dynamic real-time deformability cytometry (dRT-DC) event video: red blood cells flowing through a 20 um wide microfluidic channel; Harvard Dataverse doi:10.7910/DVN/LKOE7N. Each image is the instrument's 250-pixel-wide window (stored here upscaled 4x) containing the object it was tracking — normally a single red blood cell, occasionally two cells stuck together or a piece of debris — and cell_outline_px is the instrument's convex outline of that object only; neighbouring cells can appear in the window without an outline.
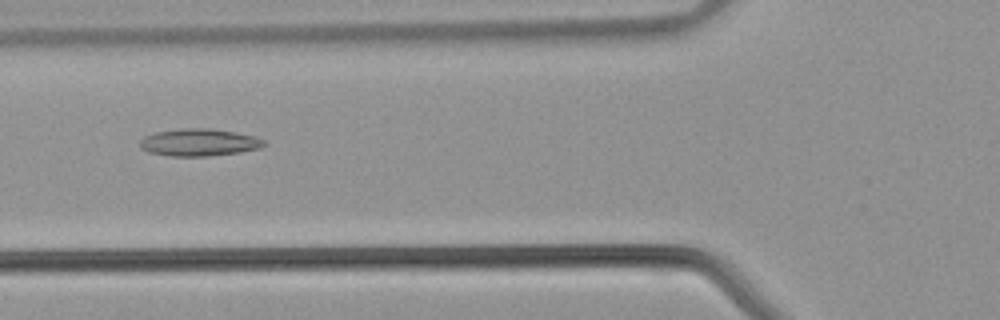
{"species": "common noctule bat (a hibernating species)", "species_latin": "Nyctalus noctula", "temperature_condition": "warm", "stored_images_in_passage": 33, "camera_frame_rate_fps": 3000, "um_per_image_px": 0.085, "animal": {"sex": "male", "body_mass_g": 21.5, "forearm_length_mm": 52.0}, "frame": {"image": 1, "passage_image": 7, "time_ms": 2.0, "image_size_px": [1000, 320], "cell_outline_px": [[264, 144], [260, 148], [240, 152], [208, 156], [172, 156], [148, 152], [140, 148], [140, 140], [144, 136], [156, 132], [180, 128], [212, 128], [236, 132], [256, 136], [264, 140]], "centroid_in_image_um": [16.91, 12.09], "position_along_channel_um": 108.9, "area_um2": 19.83}}
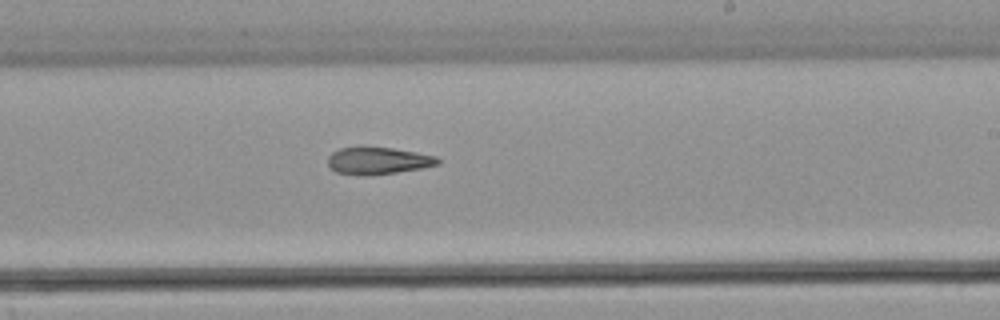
{"frame": {"image": 2, "passage_image": 16, "time_ms": 5.0, "image_size_px": [1000, 320], "cell_outline_px": [[440, 164], [420, 168], [396, 172], [336, 172], [328, 164], [328, 156], [332, 152], [340, 148], [392, 148], [416, 152], [436, 156], [440, 160]], "centroid_in_image_um": [32.2, 13.61], "position_along_channel_um": 256.8, "area_um2": 16.18}}
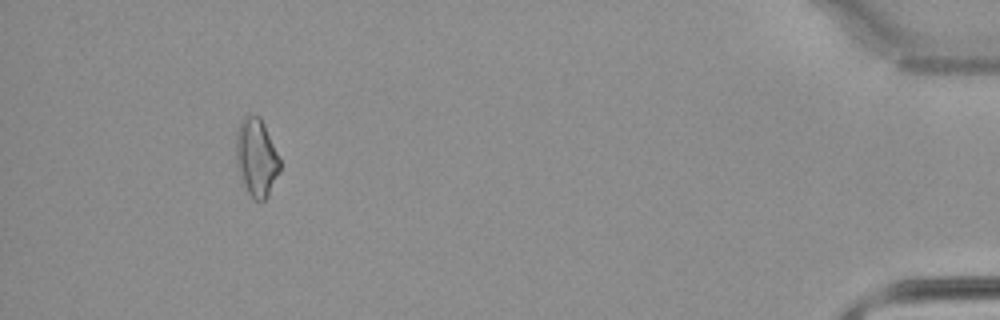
{"frame": {"image": 3, "passage_image": 30, "time_ms": 9.667, "image_size_px": [1000, 320], "cell_outline_px": [[280, 172], [268, 196], [260, 204], [248, 192], [240, 176], [236, 164], [236, 132], [240, 120], [244, 116], [260, 116], [264, 124], [280, 160]], "centroid_in_image_um": [21.79, 13.4], "position_along_channel_um": 413.4, "area_um2": 19.88}}